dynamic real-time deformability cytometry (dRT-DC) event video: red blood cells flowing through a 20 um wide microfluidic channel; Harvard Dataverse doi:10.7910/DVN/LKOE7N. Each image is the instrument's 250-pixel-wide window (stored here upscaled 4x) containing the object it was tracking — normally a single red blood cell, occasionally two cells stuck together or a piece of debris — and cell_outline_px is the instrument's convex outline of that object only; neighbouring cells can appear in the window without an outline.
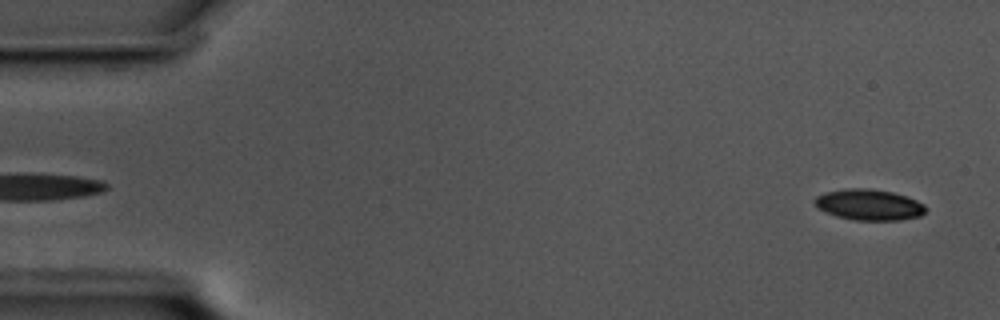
{"species": "common noctule bat (a hibernating species)", "species_latin": "Nyctalus noctula", "temperature_condition": "cold", "stored_images_in_passage": 9, "camera_frame_rate_fps": 3000, "um_per_image_px": 0.085, "animal": {"sex": "male", "body_mass_g": 17.5, "forearm_length_mm": 52.3}, "frame": {"image": 1, "passage_image": 3, "time_ms": 0.667, "image_size_px": [1000, 320], "cell_outline_px": [[920, 212], [904, 216], [852, 216], [840, 212], [820, 204], [820, 200], [828, 196], [852, 192], [876, 192], [896, 196], [908, 200], [916, 204], [920, 208]], "centroid_in_image_um": [73.97, 17.39], "position_along_channel_um": 11.0, "area_um2": 13.29}}